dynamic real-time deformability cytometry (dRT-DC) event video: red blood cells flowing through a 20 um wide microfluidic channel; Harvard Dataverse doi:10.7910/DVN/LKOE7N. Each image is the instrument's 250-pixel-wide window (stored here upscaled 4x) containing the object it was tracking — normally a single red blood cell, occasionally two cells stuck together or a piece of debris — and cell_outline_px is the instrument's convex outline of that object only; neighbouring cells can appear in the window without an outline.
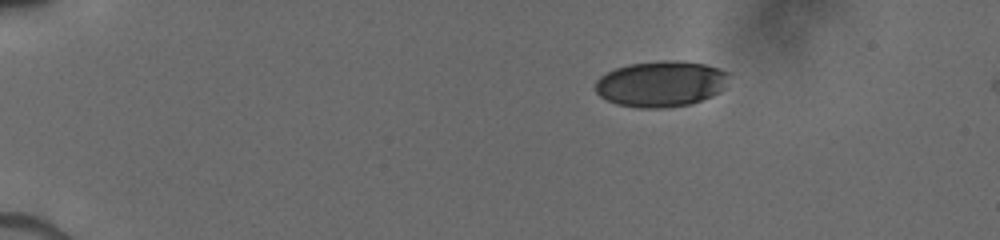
{"species": "human", "species_latin": "Homo sapiens", "temperature_condition": "cold", "stored_images_in_passage": 18, "camera_frame_rate_fps": 3000, "um_per_image_px": 0.085, "donor": {"sex": "male"}, "frame": {"image": 1, "passage_image": 1, "time_ms": 0.0, "image_size_px": [1000, 240], "cell_outline_px": [[728, 72], [724, 88], [720, 92], [712, 96], [692, 104], [664, 108], [636, 108], [616, 104], [600, 96], [596, 92], [596, 80], [600, 76], [616, 68], [628, 64], [660, 60], [676, 60], [704, 64], [720, 68]], "centroid_in_image_um": [56.18, 7.13], "position_along_channel_um": 28.8, "area_um2": 35.89}}
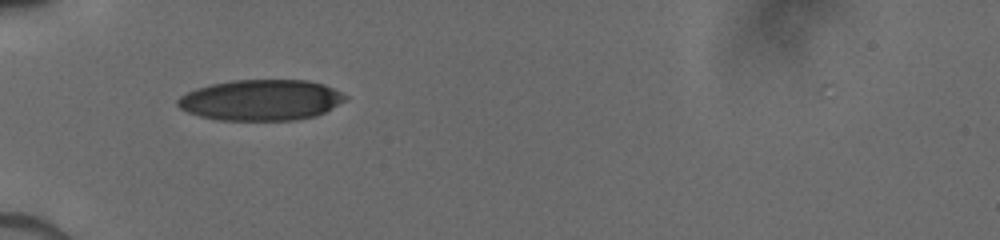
{"frame": {"image": 2, "passage_image": 17, "time_ms": 3.0, "image_size_px": [1000, 240], "cell_outline_px": [[348, 100], [316, 116], [296, 120], [220, 120], [200, 116], [188, 112], [180, 108], [176, 104], [176, 100], [180, 96], [196, 88], [212, 84], [232, 80], [308, 80], [324, 84], [348, 96]], "centroid_in_image_um": [22.2, 8.5], "position_along_channel_um": 62.8, "area_um2": 40.0}}